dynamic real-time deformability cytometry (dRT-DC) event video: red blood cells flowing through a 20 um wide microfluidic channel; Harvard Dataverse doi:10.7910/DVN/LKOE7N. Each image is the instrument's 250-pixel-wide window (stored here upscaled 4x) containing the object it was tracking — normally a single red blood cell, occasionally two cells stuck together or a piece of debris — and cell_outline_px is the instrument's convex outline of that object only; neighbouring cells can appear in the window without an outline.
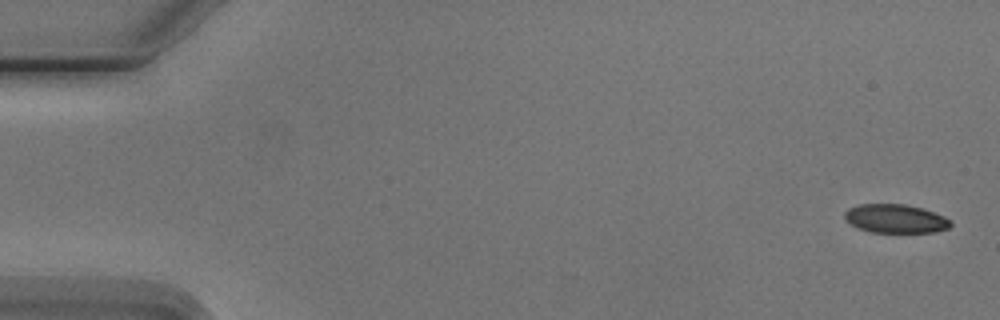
{"species": "Egyptian fruit bat (a non-hibernating species)", "species_latin": "Rousettus aegyptiacus", "temperature_condition": "cold", "stored_images_in_passage": 6, "camera_frame_rate_fps": 3000, "um_per_image_px": 0.085, "animal": {"sex": "male"}, "frame": {"image": 1, "passage_image": 1, "time_ms": 0.0, "image_size_px": [1000, 320], "cell_outline_px": [[952, 224], [948, 228], [936, 232], [872, 232], [860, 228], [844, 220], [844, 212], [848, 208], [860, 204], [904, 204], [924, 208], [944, 216]], "centroid_in_image_um": [76.11, 18.57], "position_along_channel_um": 8.9, "area_um2": 17.69}}